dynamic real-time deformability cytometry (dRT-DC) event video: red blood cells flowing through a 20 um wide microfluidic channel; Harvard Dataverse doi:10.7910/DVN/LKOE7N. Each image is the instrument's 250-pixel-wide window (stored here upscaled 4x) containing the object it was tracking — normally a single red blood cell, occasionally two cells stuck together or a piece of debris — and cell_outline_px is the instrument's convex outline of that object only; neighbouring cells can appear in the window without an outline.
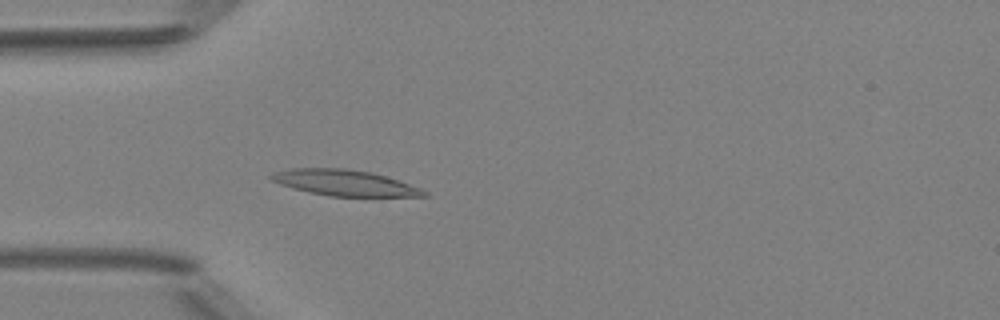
{"species": "Egyptian fruit bat (a non-hibernating species)", "species_latin": "Rousettus aegyptiacus", "temperature_condition": "room temperature", "stored_images_in_passage": 4, "camera_frame_rate_fps": 3000, "um_per_image_px": 0.085, "animal": {"sex": "female"}, "frame": {"image": 1, "passage_image": 4, "time_ms": 3.333, "image_size_px": [1000, 320], "cell_outline_px": [[428, 196], [328, 196], [308, 192], [292, 188], [280, 184], [272, 180], [268, 176], [276, 172], [292, 168], [344, 168], [372, 172], [420, 188], [428, 192]], "centroid_in_image_um": [29.26, 15.54], "position_along_channel_um": 55.7, "area_um2": 22.77}}